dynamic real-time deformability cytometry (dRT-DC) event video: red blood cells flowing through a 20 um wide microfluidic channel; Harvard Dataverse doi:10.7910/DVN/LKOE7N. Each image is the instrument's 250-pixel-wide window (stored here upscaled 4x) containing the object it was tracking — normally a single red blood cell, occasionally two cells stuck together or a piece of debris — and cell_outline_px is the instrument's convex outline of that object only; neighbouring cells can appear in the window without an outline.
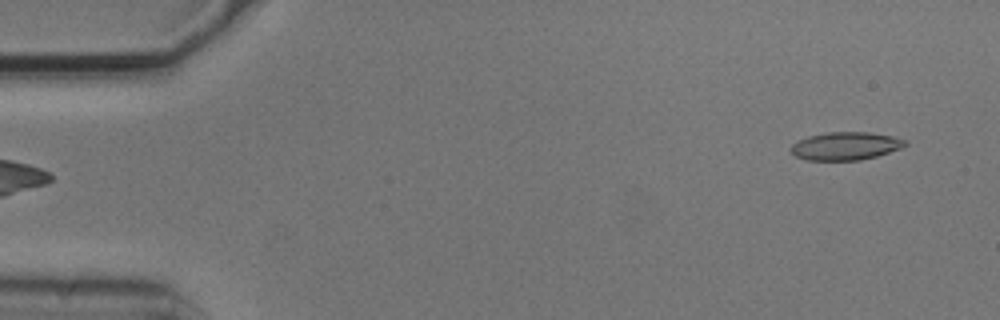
{"species": "common noctule bat (a hibernating species)", "species_latin": "Nyctalus noctula", "temperature_condition": "cold", "stored_images_in_passage": 6, "camera_frame_rate_fps": 3000, "um_per_image_px": 0.085, "animal": {"sex": "male", "body_mass_g": 20.5, "forearm_length_mm": 52.5}, "frame": {"image": 1, "passage_image": 6, "time_ms": 1.667, "image_size_px": [1000, 320], "cell_outline_px": [[908, 144], [900, 148], [876, 156], [860, 160], [808, 160], [796, 156], [792, 152], [792, 144], [808, 136], [828, 132], [868, 132], [892, 136], [908, 140]], "centroid_in_image_um": [71.9, 12.4], "position_along_channel_um": 13.1, "area_um2": 18.44}}